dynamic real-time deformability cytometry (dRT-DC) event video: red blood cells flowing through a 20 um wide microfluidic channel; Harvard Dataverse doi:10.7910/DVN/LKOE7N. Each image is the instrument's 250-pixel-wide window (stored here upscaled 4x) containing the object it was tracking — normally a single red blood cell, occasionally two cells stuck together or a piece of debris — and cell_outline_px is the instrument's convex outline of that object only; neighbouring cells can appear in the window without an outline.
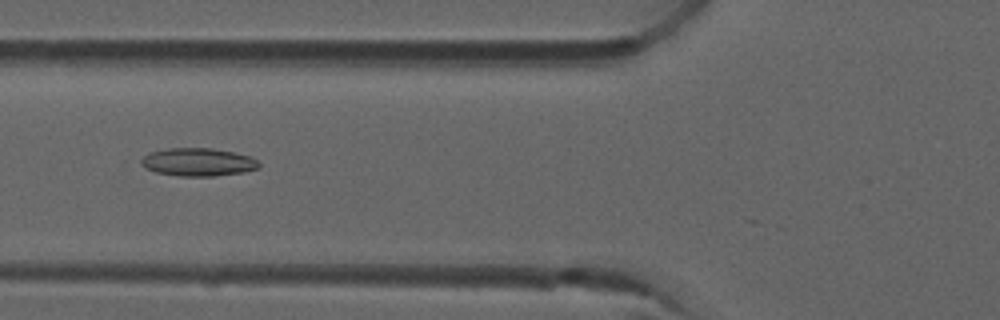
{"species": "common noctule bat (a hibernating species)", "species_latin": "Nyctalus noctula", "temperature_condition": "room temperature", "stored_images_in_passage": 9, "camera_frame_rate_fps": 3000, "um_per_image_px": 0.085, "animal": {"sex": "male", "forearm_length_mm": 52.5}, "frame": {"image": 1, "passage_image": 5, "time_ms": 1.333, "image_size_px": [1000, 320], "cell_outline_px": [[260, 168], [244, 172], [212, 176], [176, 176], [156, 172], [144, 168], [136, 160], [148, 152], [168, 148], [212, 148], [252, 156], [260, 164]], "centroid_in_image_um": [16.77, 13.77], "position_along_channel_um": 109.0, "area_um2": 19.59}}
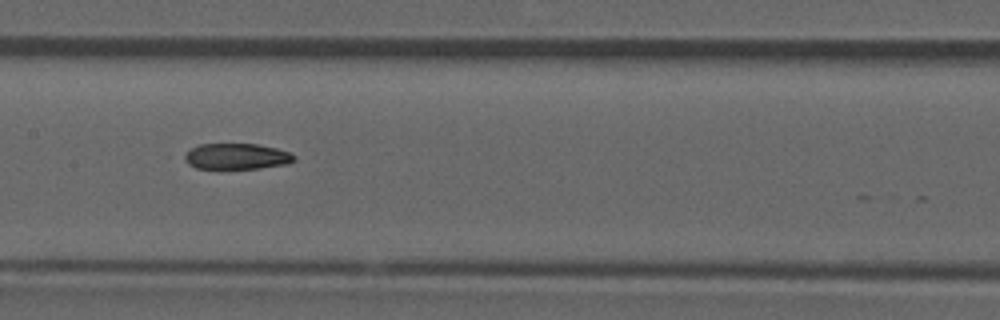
{"frame": {"image": 2, "passage_image": 7, "time_ms": 2.0, "image_size_px": [1000, 320], "cell_outline_px": [[296, 160], [288, 164], [260, 168], [196, 168], [188, 164], [184, 160], [184, 156], [192, 148], [200, 144], [256, 144], [276, 148], [288, 152], [296, 156]], "centroid_in_image_um": [20.14, 13.29], "position_along_channel_um": 187.3, "area_um2": 16.42}}
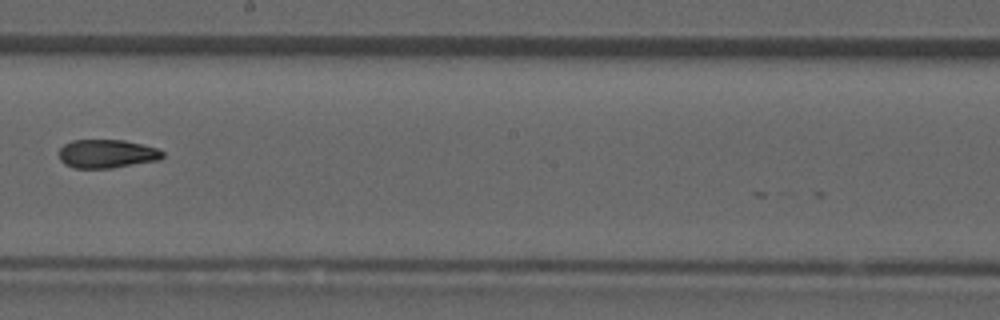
{"frame": {"image": 3, "passage_image": 8, "time_ms": 2.333, "image_size_px": [1000, 320], "cell_outline_px": [[164, 156], [160, 160], [112, 168], [72, 168], [64, 164], [60, 160], [60, 148], [64, 144], [72, 140], [124, 140], [156, 148], [164, 152]], "centroid_in_image_um": [9.08, 13.08], "position_along_channel_um": 239.1, "area_um2": 17.28}}